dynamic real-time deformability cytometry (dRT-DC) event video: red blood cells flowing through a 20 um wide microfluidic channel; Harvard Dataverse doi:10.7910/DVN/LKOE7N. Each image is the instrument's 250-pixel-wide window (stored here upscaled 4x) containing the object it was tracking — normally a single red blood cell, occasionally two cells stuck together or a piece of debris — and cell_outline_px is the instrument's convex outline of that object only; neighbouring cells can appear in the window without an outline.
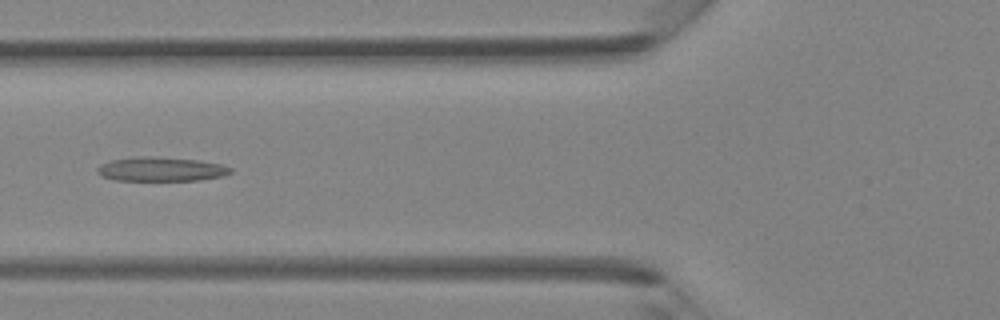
{"species": "Egyptian fruit bat (a non-hibernating species)", "species_latin": "Rousettus aegyptiacus", "temperature_condition": "room temperature", "stored_images_in_passage": 34, "camera_frame_rate_fps": 3000, "um_per_image_px": 0.085, "animal": {"sex": "female"}, "frame": {"image": 1, "passage_image": 8, "time_ms": 2.333, "image_size_px": [1000, 320], "cell_outline_px": [[232, 172], [224, 176], [200, 180], [116, 180], [100, 176], [96, 172], [96, 168], [100, 164], [108, 160], [136, 156], [152, 156], [196, 160], [220, 164], [232, 168]], "centroid_in_image_um": [13.63, 14.37], "position_along_channel_um": 112.2, "area_um2": 18.9}}
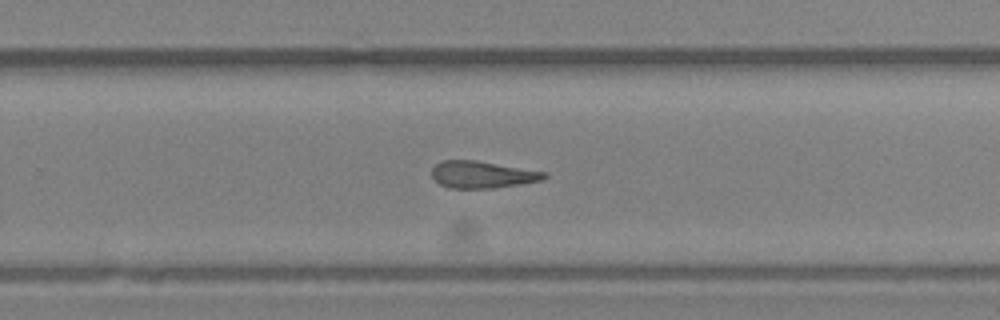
{"frame": {"image": 2, "passage_image": 19, "time_ms": 6.0, "image_size_px": [1000, 320], "cell_outline_px": [[548, 176], [544, 180], [496, 188], [448, 188], [440, 184], [432, 176], [432, 168], [436, 164], [444, 160], [476, 160], [548, 172]], "centroid_in_image_um": [41.04, 14.84], "position_along_channel_um": 288.8, "area_um2": 17.8}}
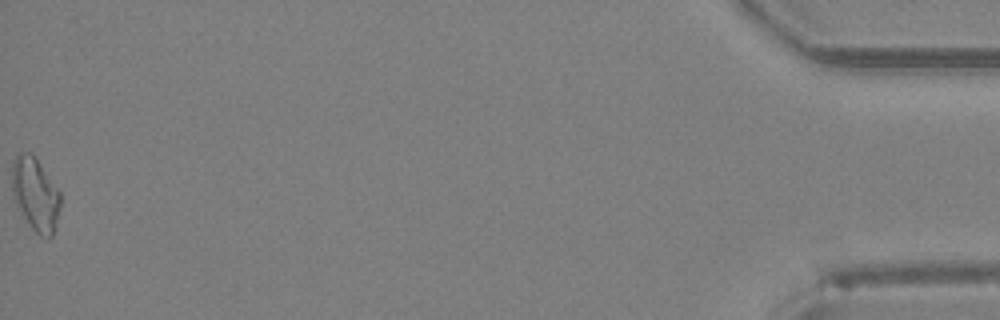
{"frame": {"image": 3, "passage_image": 34, "time_ms": 11.0, "image_size_px": [1000, 320], "cell_outline_px": [[60, 208], [52, 236], [40, 236], [32, 228], [16, 204], [12, 196], [12, 160], [20, 152], [32, 152], [60, 192]], "centroid_in_image_um": [2.99, 16.46], "position_along_channel_um": 432.2, "area_um2": 20.46}}